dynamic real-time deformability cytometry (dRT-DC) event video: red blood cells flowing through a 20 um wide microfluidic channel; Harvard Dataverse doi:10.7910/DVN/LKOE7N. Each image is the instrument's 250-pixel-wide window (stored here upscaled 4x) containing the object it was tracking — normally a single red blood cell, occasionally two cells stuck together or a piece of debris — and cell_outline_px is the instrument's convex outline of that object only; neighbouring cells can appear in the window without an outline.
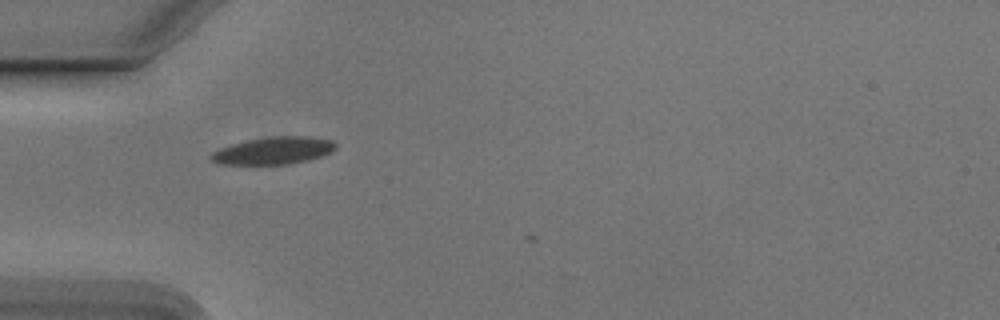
{"species": "Egyptian fruit bat (a non-hibernating species)", "species_latin": "Rousettus aegyptiacus", "temperature_condition": "cold", "stored_images_in_passage": 3, "camera_frame_rate_fps": 3000, "um_per_image_px": 0.085, "animal": {"sex": "male"}, "frame": {"image": 1, "passage_image": 1, "time_ms": 0.0, "image_size_px": [1000, 320], "cell_outline_px": [[336, 148], [332, 152], [308, 160], [288, 164], [220, 164], [212, 160], [208, 156], [212, 152], [220, 148], [232, 144], [248, 140], [272, 136], [308, 136], [332, 140], [336, 144]], "centroid_in_image_um": [23.26, 12.8], "position_along_channel_um": 61.7, "area_um2": 19.77}}